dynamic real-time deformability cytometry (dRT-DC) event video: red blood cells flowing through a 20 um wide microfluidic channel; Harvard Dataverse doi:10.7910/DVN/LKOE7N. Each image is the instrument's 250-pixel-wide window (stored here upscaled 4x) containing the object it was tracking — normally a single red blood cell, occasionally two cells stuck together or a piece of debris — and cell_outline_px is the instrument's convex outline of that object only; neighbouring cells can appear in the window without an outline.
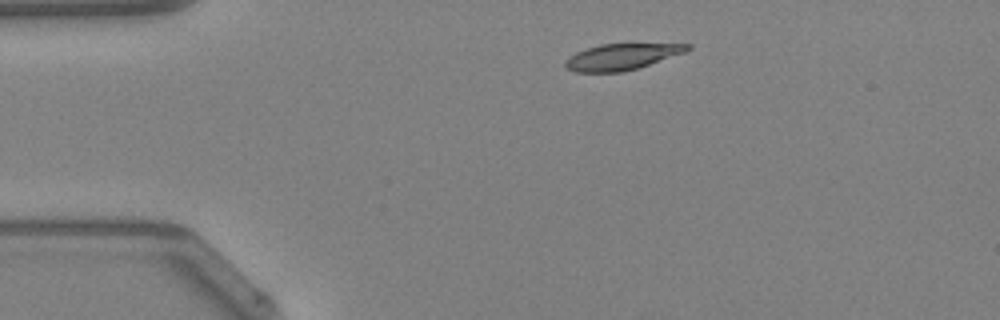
{"species": "Egyptian fruit bat (a non-hibernating species)", "species_latin": "Rousettus aegyptiacus", "temperature_condition": "warm", "stored_images_in_passage": 39, "camera_frame_rate_fps": 3000, "um_per_image_px": 0.085, "animal": {"sex": "female"}, "frame": {"image": 1, "passage_image": 1, "time_ms": 0.0, "image_size_px": [1000, 320], "cell_outline_px": [[692, 48], [684, 52], [636, 68], [620, 72], [576, 72], [568, 68], [564, 64], [564, 60], [576, 52], [600, 44], [692, 44]], "centroid_in_image_um": [52.8, 4.82], "position_along_channel_um": 32.2, "area_um2": 18.21}}
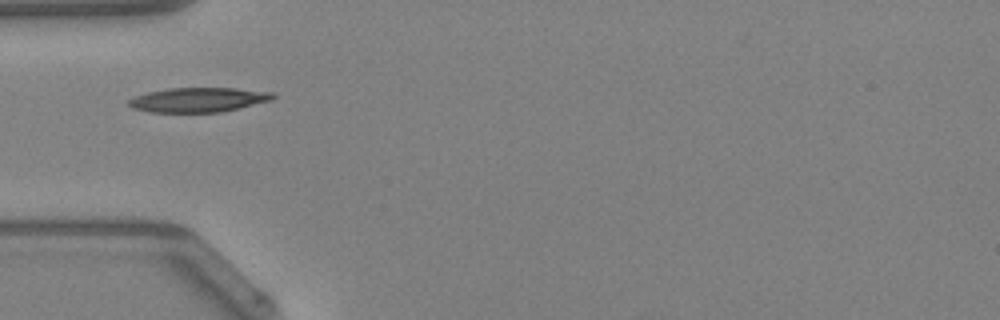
{"frame": {"image": 2, "passage_image": 7, "time_ms": 2.0, "image_size_px": [1000, 320], "cell_outline_px": [[276, 96], [272, 100], [240, 108], [220, 112], [148, 112], [132, 108], [128, 104], [128, 100], [136, 96], [148, 92], [168, 88], [236, 88], [276, 92]], "centroid_in_image_um": [16.9, 8.48], "position_along_channel_um": 68.1, "area_um2": 20.75}}
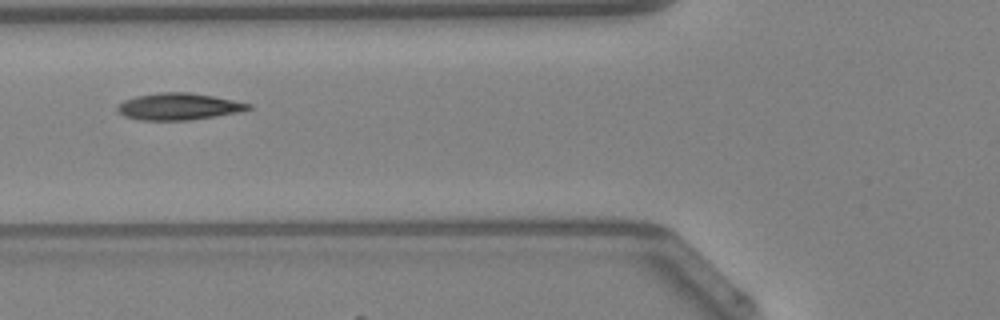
{"frame": {"image": 3, "passage_image": 10, "time_ms": 3.0, "image_size_px": [1000, 320], "cell_outline_px": [[252, 108], [240, 112], [216, 116], [188, 120], [136, 120], [124, 116], [116, 108], [124, 100], [136, 96], [160, 92], [188, 92], [212, 96], [252, 104]], "centroid_in_image_um": [15.18, 9.06], "position_along_channel_um": 110.6, "area_um2": 20.35}, "authors_computed_cell_mechanics": {"area_um2": 19.5364, "velocity_mm_per_s": 4.2399, "shape_relaxation_time_tau1_ms": 4.5704, "shape_relaxation_time_tau2_ms": 1.836, "deformation_change_tau1": 0.1832, "deformation_change_tau2": 0.0729}}